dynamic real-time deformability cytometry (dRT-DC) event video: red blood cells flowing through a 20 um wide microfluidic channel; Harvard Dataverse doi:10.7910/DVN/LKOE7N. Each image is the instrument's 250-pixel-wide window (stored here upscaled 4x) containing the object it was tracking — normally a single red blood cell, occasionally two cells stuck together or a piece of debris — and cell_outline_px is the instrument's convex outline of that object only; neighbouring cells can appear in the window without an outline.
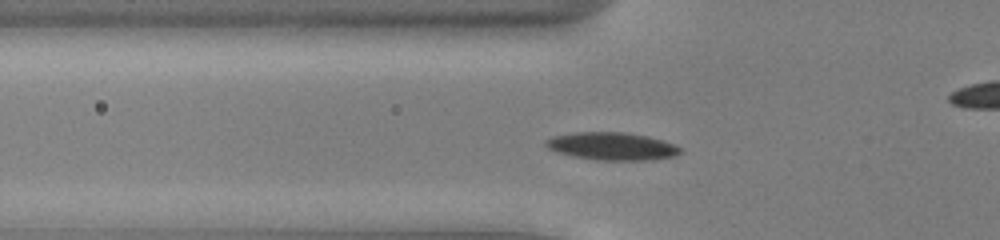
{"species": "common noctule bat (a hibernating species)", "species_latin": "Nyctalus noctula", "temperature_condition": "cold", "stored_images_in_passage": 48, "camera_frame_rate_fps": 3000, "um_per_image_px": 0.085, "animal": {"sex": "male", "body_mass_g": 13.0, "forearm_length_mm": 53.1}, "frame": {"image": 1, "passage_image": 13, "time_ms": 4.0, "image_size_px": [1000, 240], "cell_outline_px": [[684, 152], [676, 156], [648, 160], [596, 160], [572, 156], [556, 152], [548, 148], [544, 144], [544, 140], [556, 136], [576, 132], [624, 132], [648, 136], [664, 140], [684, 148]], "centroid_in_image_um": [52.07, 12.43], "position_along_channel_um": 73.7, "area_um2": 21.96}}
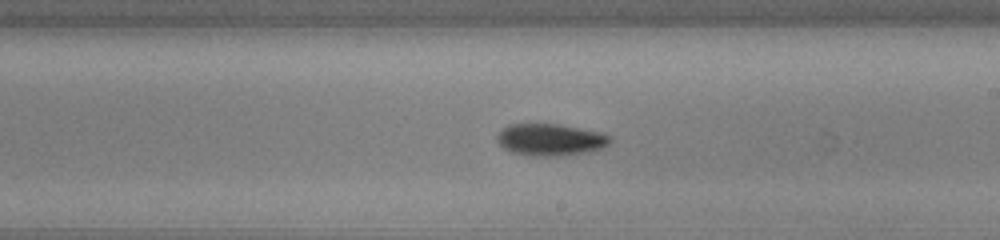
{"frame": {"image": 2, "passage_image": 26, "time_ms": 8.333, "image_size_px": [1000, 240], "cell_outline_px": [[612, 140], [608, 144], [600, 148], [588, 152], [560, 156], [532, 156], [512, 152], [504, 148], [496, 140], [496, 136], [508, 124], [556, 124], [600, 132], [612, 136]], "centroid_in_image_um": [46.78, 11.88], "position_along_channel_um": 242.2, "area_um2": 20.92}}
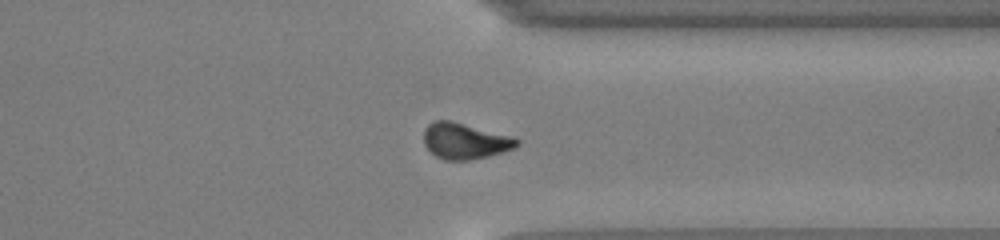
{"frame": {"image": 3, "passage_image": 36, "time_ms": 11.667, "image_size_px": [1000, 240], "cell_outline_px": [[520, 144], [504, 152], [472, 160], [444, 160], [436, 156], [424, 144], [424, 128], [432, 120], [448, 120], [508, 136], [520, 140]], "centroid_in_image_um": [39.47, 12.0], "position_along_channel_um": 371.9, "area_um2": 19.19}, "authors_computed_cell_mechanics": {"area_um2": 19.7098, "velocity_mm_per_s": 3.8946, "shape_relaxation_time_tau1_ms": 2.0862, "shape_relaxation_time_tau2_ms": 6.2264, "deformation_change_tau1": 0.1124, "deformation_change_tau2": 0.1125}}